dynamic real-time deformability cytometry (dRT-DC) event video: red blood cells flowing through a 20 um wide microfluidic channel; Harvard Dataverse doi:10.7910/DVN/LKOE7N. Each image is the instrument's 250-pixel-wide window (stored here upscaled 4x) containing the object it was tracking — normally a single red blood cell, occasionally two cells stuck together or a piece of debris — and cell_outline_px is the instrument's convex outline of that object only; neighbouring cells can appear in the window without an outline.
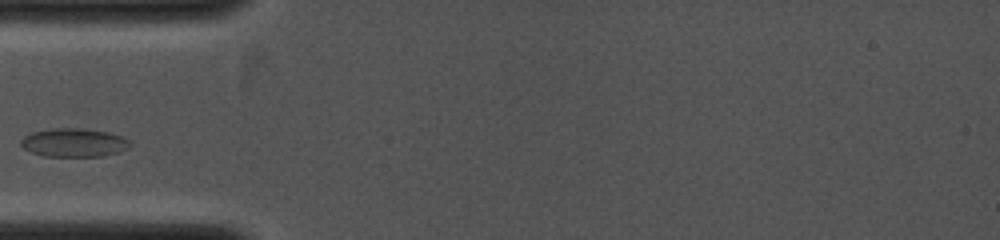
{"species": "common noctule bat (a hibernating species)", "species_latin": "Nyctalus noctula", "temperature_condition": "cold", "stored_images_in_passage": 1, "camera_frame_rate_fps": 4000, "um_per_image_px": 0.085, "animal": {"sex": "female", "body_mass_g": 19.0, "forearm_length_mm": 53.3}, "frame": {"image": 1, "passage_image": 1, "time_ms": 0.0, "image_size_px": [1000, 240], "cell_outline_px": [[132, 144], [128, 148], [120, 152], [104, 156], [44, 156], [32, 152], [24, 148], [20, 144], [20, 140], [24, 136], [32, 132], [52, 128], [84, 128], [108, 132], [124, 136]], "centroid_in_image_um": [6.31, 12.11], "position_along_channel_um": 78.7, "area_um2": 18.32}}